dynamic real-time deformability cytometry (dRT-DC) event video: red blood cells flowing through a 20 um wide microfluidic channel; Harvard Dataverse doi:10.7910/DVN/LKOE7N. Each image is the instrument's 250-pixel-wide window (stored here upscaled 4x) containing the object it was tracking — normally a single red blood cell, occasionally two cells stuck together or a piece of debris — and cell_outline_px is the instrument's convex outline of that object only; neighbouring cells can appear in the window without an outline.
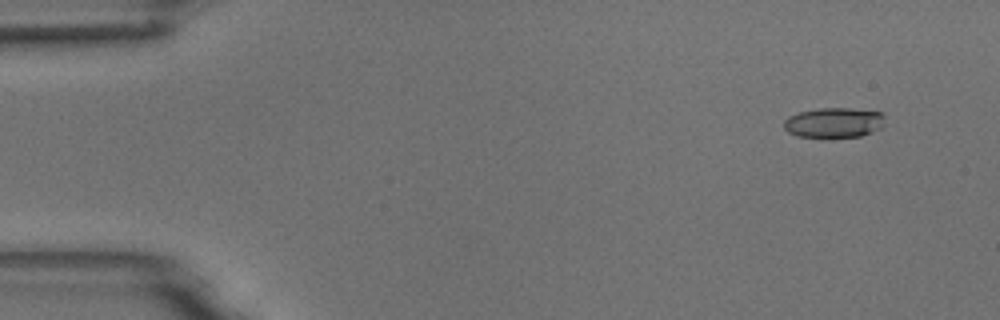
{"species": "common noctule bat (a hibernating species)", "species_latin": "Nyctalus noctula", "temperature_condition": "room temperature", "stored_images_in_passage": 5, "camera_frame_rate_fps": 3000, "um_per_image_px": 0.085, "animal": {"sex": "male", "body_mass_g": 18.8}, "frame": {"image": 1, "passage_image": 1, "time_ms": 0.0, "image_size_px": [1000, 320], "cell_outline_px": [[884, 124], [880, 128], [872, 132], [860, 136], [796, 136], [788, 132], [784, 128], [784, 120], [788, 116], [800, 112], [820, 108], [848, 108], [884, 112]], "centroid_in_image_um": [70.9, 10.4], "position_along_channel_um": 14.1, "area_um2": 17.51}}
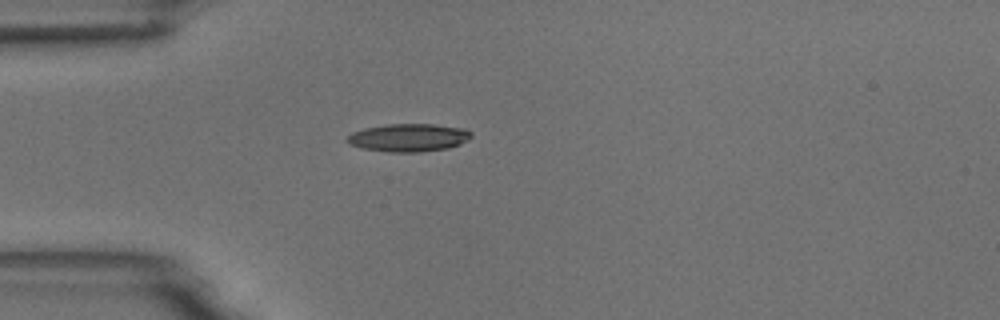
{"frame": {"image": 2, "passage_image": 4, "time_ms": 3.667, "image_size_px": [1000, 320], "cell_outline_px": [[472, 136], [468, 140], [460, 144], [448, 148], [420, 152], [388, 152], [360, 148], [348, 144], [344, 140], [352, 132], [364, 128], [388, 124], [432, 124], [464, 128], [472, 132]], "centroid_in_image_um": [34.71, 11.7], "position_along_channel_um": 50.3, "area_um2": 20.4}}